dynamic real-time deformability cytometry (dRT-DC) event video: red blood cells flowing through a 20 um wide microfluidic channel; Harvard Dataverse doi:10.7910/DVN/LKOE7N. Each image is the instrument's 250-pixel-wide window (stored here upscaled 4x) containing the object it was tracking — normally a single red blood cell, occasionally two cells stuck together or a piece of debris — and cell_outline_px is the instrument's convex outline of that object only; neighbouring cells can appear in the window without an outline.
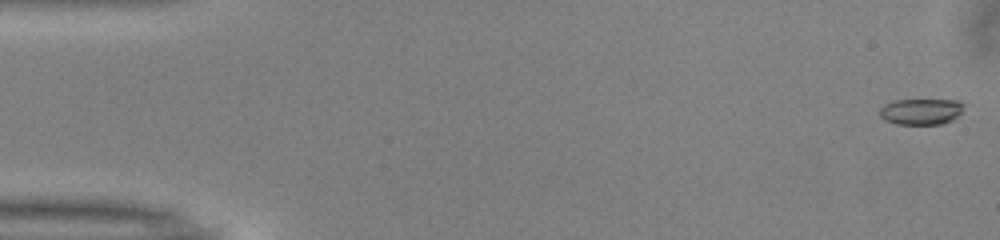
{"species": "common noctule bat (a hibernating species)", "species_latin": "Nyctalus noctula", "temperature_condition": "warm", "stored_images_in_passage": 45, "camera_frame_rate_fps": 3000, "um_per_image_px": 0.085, "animal": {"sex": "male", "body_mass_g": 13.0, "forearm_length_mm": 53.1}, "frame": {"image": 1, "passage_image": 1, "time_ms": 0.0, "image_size_px": [1000, 240], "cell_outline_px": [[964, 104], [960, 112], [952, 120], [940, 124], [896, 124], [880, 116], [880, 108], [884, 104], [892, 100], [960, 100]], "centroid_in_image_um": [78.28, 9.47], "position_along_channel_um": 6.7, "area_um2": 12.66}}
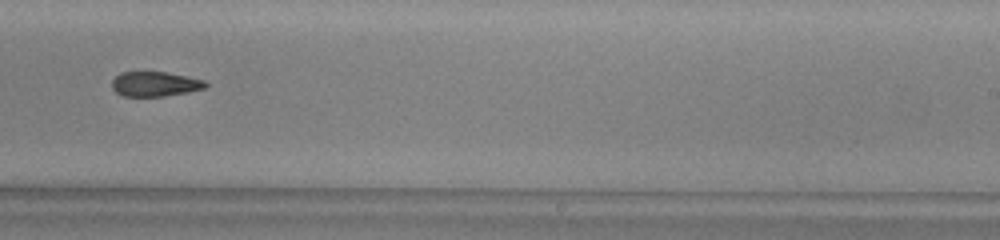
{"frame": {"image": 2, "passage_image": 32, "time_ms": 10.333, "image_size_px": [1000, 240], "cell_outline_px": [[208, 84], [204, 88], [188, 92], [164, 96], [124, 96], [116, 92], [112, 88], [112, 80], [120, 72], [164, 72], [188, 76], [204, 80]], "centroid_in_image_um": [13.17, 7.14], "position_along_channel_um": 275.8, "area_um2": 13.47}}
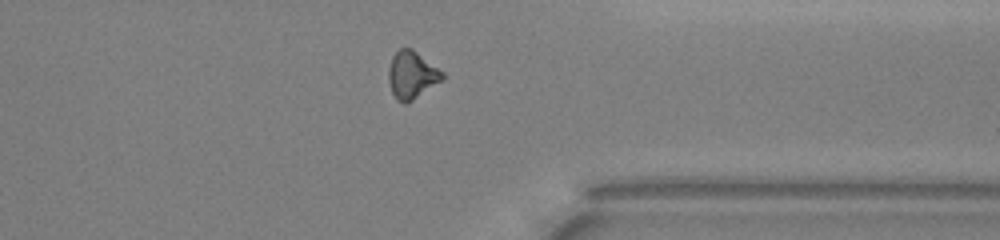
{"frame": {"image": 3, "passage_image": 40, "time_ms": 13.0, "image_size_px": [1000, 240], "cell_outline_px": [[444, 80], [412, 100], [404, 104], [392, 92], [388, 80], [388, 68], [392, 56], [400, 48], [412, 48], [444, 72]], "centroid_in_image_um": [35.02, 6.35], "position_along_channel_um": 376.4, "area_um2": 14.85}}